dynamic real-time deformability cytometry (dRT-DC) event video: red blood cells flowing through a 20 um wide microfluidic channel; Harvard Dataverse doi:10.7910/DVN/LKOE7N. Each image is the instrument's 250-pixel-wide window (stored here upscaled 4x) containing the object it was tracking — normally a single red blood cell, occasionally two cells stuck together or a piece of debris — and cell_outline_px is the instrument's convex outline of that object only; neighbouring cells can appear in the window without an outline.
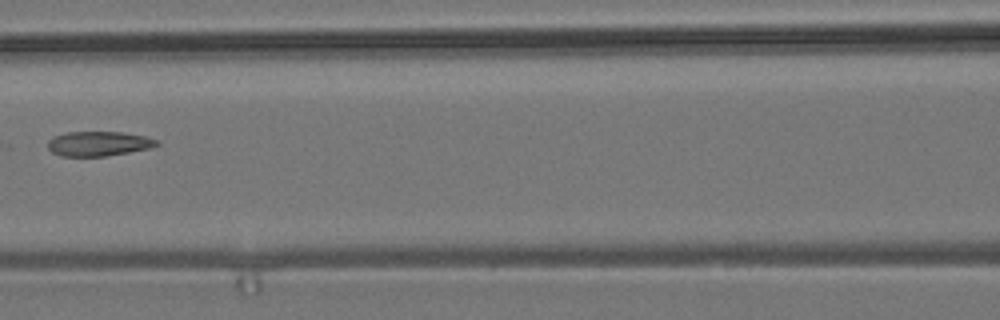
{"species": "common noctule bat (a hibernating species)", "species_latin": "Nyctalus noctula", "temperature_condition": "room temperature", "stored_images_in_passage": 4, "camera_frame_rate_fps": 3000, "um_per_image_px": 0.085, "animal": {"sex": "male", "body_mass_g": 19.2, "forearm_length_mm": 51.8}, "frame": {"image": 1, "passage_image": 3, "time_ms": 2.333, "image_size_px": [1000, 320], "cell_outline_px": [[160, 144], [148, 148], [128, 152], [104, 156], [60, 156], [52, 152], [48, 148], [48, 140], [52, 136], [64, 132], [120, 132], [144, 136], [160, 140]], "centroid_in_image_um": [8.34, 12.2], "position_along_channel_um": 158.3, "area_um2": 15.66}}
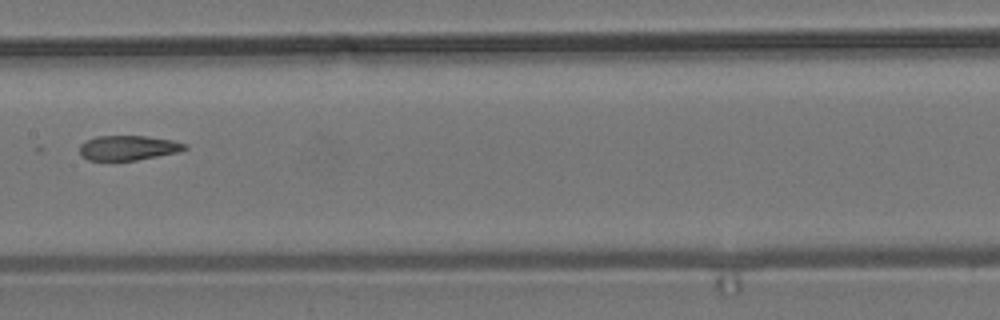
{"frame": {"image": 2, "passage_image": 4, "time_ms": 3.333, "image_size_px": [1000, 320], "cell_outline_px": [[188, 148], [176, 152], [136, 160], [88, 160], [80, 156], [80, 144], [84, 140], [96, 136], [148, 136], [172, 140], [188, 144]], "centroid_in_image_um": [10.86, 12.55], "position_along_channel_um": 196.5, "area_um2": 15.2}}